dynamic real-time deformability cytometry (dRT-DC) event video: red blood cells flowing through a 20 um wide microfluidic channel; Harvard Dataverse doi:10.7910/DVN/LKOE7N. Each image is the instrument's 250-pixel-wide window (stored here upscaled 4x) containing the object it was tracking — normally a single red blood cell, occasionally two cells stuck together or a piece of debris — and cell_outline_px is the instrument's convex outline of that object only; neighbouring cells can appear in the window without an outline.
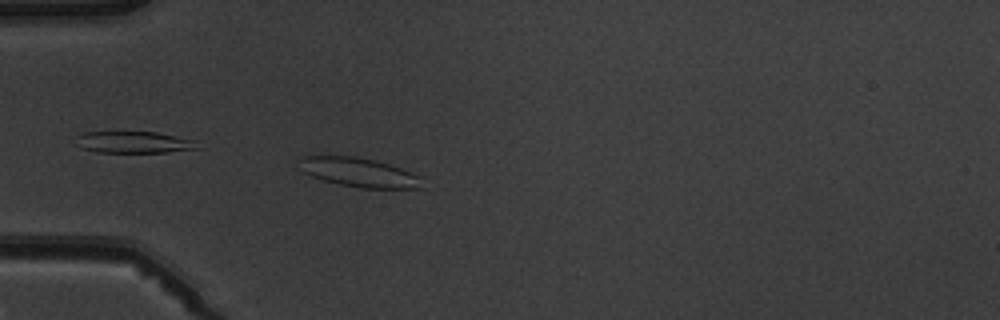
{"species": "common noctule bat (a hibernating species)", "species_latin": "Nyctalus noctula", "temperature_condition": "warm", "stored_images_in_passage": 4, "camera_frame_rate_fps": 3000, "um_per_image_px": 0.085, "animal": {"sex": "male", "body_mass_g": 19.5, "forearm_length_mm": 54.6}, "frame": {"image": 1, "passage_image": 4, "time_ms": 4.0, "image_size_px": [1000, 320], "cell_outline_px": [[420, 188], [360, 188], [340, 184], [324, 180], [312, 176], [304, 172], [300, 160], [300, 156], [356, 156], [376, 160], [400, 168], [420, 176]], "centroid_in_image_um": [30.51, 14.64], "position_along_channel_um": 54.5, "area_um2": 20.46}}